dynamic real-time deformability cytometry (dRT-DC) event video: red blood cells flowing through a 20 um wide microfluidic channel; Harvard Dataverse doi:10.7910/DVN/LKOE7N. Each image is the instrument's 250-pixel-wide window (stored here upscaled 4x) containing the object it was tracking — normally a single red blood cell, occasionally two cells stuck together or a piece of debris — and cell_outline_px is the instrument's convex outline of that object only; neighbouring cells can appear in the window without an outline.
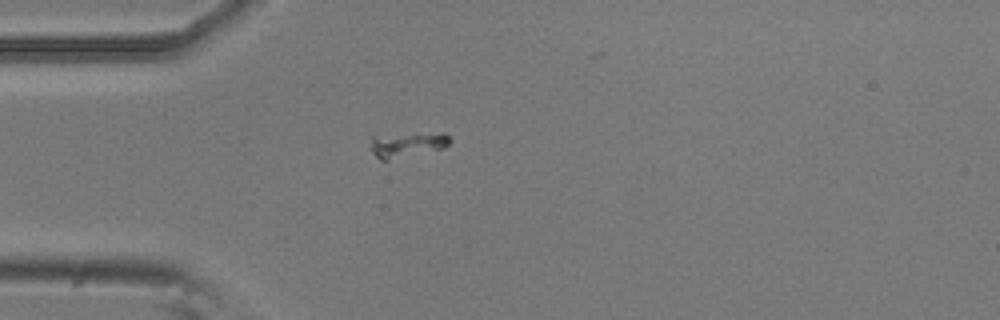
{"species": "common noctule bat (a hibernating species)", "species_latin": "Nyctalus noctula", "temperature_condition": "room temperature", "stored_images_in_passage": 2, "camera_frame_rate_fps": 3000, "um_per_image_px": 0.085, "animal": {"sex": "male", "body_mass_g": 20.5, "forearm_length_mm": 52.5}, "frame": {"image": 1, "passage_image": 1, "time_ms": 0.0, "image_size_px": [1000, 320], "cell_outline_px": [[452, 140], [444, 148], [384, 160], [380, 160], [372, 152], [372, 136], [444, 132]], "centroid_in_image_um": [34.65, 12.27], "position_along_channel_um": 50.3, "area_um2": 11.16}}